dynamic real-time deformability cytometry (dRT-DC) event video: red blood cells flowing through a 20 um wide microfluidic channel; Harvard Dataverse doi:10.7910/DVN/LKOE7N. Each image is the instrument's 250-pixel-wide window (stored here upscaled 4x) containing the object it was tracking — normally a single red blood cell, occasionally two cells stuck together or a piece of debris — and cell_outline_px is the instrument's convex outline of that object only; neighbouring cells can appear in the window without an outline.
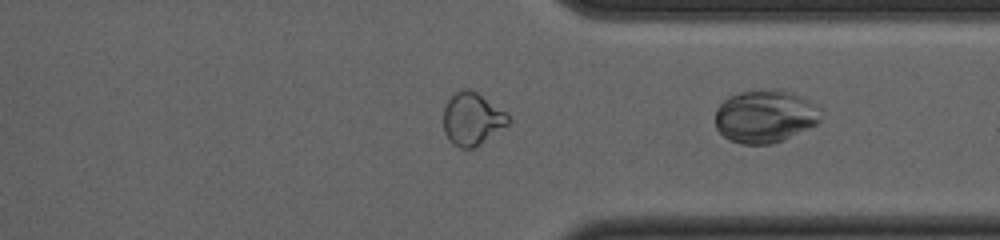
{"species": "common noctule bat (a hibernating species)", "species_latin": "Nyctalus noctula", "temperature_condition": "cold", "stored_images_in_passage": 23, "camera_frame_rate_fps": 3000, "um_per_image_px": 0.085, "animal": {"sex": "female", "body_mass_g": 23.0, "forearm_length_mm": 53.4}, "frame": {"image": 1, "passage_image": 23, "time_ms": 7.333, "image_size_px": [1000, 240], "cell_outline_px": [[820, 120], [816, 124], [784, 140], [772, 144], [740, 144], [728, 140], [716, 128], [716, 108], [728, 96], [740, 92], [772, 88], [792, 92], [808, 100], [812, 104]], "centroid_in_image_um": [64.96, 9.89], "position_along_channel_um": 346.4, "area_um2": 32.25}}